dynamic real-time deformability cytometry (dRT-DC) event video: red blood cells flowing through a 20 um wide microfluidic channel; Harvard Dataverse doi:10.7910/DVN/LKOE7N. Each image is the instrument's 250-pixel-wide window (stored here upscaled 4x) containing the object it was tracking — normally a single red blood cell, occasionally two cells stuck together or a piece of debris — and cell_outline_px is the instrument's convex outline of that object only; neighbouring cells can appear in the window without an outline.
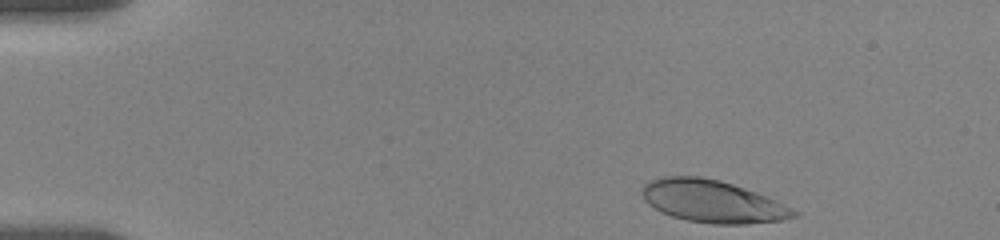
{"species": "human", "species_latin": "Homo sapiens", "temperature_condition": "room temperature", "stored_images_in_passage": 12, "camera_frame_rate_fps": 3000, "um_per_image_px": 0.085, "donor": {"sex": "female"}, "frame": {"image": 1, "passage_image": 1, "time_ms": 0.0, "image_size_px": [1000, 240], "cell_outline_px": [[800, 216], [780, 220], [744, 224], [716, 224], [688, 220], [672, 216], [660, 212], [648, 204], [644, 200], [640, 192], [644, 184], [648, 180], [660, 176], [700, 176], [720, 180], [768, 196], [800, 212]], "centroid_in_image_um": [60.54, 17.1], "position_along_channel_um": 24.5, "area_um2": 37.69}}
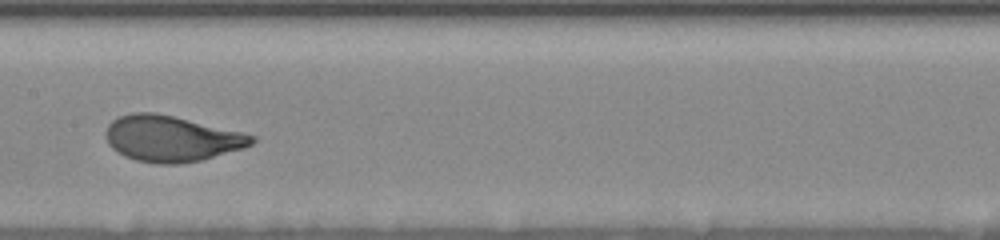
{"frame": {"image": 2, "passage_image": 7, "time_ms": 7.333, "image_size_px": [1000, 240], "cell_outline_px": [[256, 140], [252, 144], [244, 148], [200, 160], [176, 164], [156, 164], [136, 160], [124, 156], [116, 152], [108, 144], [104, 132], [108, 124], [112, 120], [120, 116], [132, 112], [152, 112], [172, 116], [240, 132], [256, 136]], "centroid_in_image_um": [14.51, 11.79], "position_along_channel_um": 192.9, "area_um2": 38.84}}
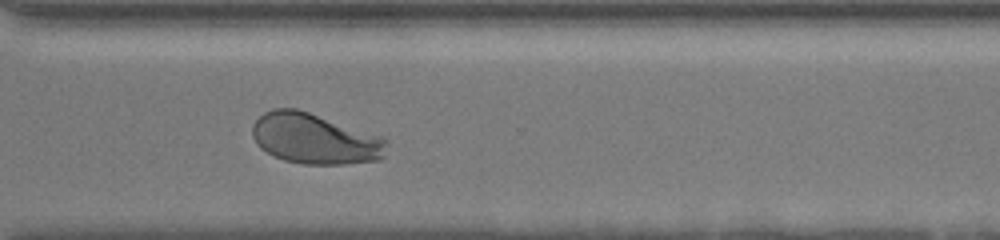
{"frame": {"image": 3, "passage_image": 11, "time_ms": 11.667, "image_size_px": [1000, 240], "cell_outline_px": [[384, 156], [380, 160], [344, 164], [304, 164], [284, 160], [272, 156], [260, 148], [256, 144], [252, 136], [252, 124], [264, 112], [272, 108], [296, 108], [380, 136], [384, 140]], "centroid_in_image_um": [26.68, 11.8], "position_along_channel_um": 343.9, "area_um2": 39.3}, "authors_computed_cell_mechanics": {"area_um2": 38.5815, "velocity_mm_per_s": 3.4999, "shape_relaxation_time_tau1_ms": 2.7867, "shape_relaxation_time_tau2_ms": null, "deformation_change_tau1": 0.135, "deformation_change_tau2": null}}